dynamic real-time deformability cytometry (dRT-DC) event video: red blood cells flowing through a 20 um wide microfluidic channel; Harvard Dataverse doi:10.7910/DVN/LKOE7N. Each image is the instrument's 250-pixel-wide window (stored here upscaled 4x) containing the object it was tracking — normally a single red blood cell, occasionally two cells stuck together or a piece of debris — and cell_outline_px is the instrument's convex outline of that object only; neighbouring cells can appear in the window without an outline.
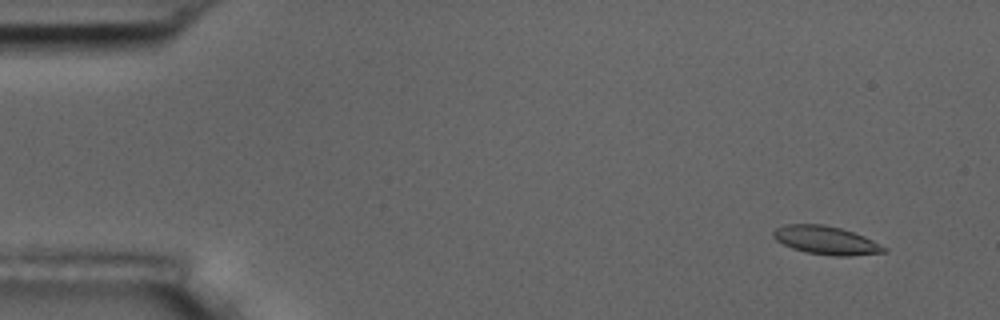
{"species": "common noctule bat (a hibernating species)", "species_latin": "Nyctalus noctula", "temperature_condition": "room temperature", "stored_images_in_passage": 6, "segment_of_instrument_passage": [2, 2], "camera_frame_rate_fps": 3000, "um_per_image_px": 0.085, "animal": {"sex": "male", "body_mass_g": 17.5, "forearm_length_mm": 52.3}, "frame": {"image": 1, "passage_image": 6, "time_ms": 6.667, "image_size_px": [1000, 320], "cell_outline_px": [[888, 252], [848, 256], [832, 256], [808, 252], [792, 248], [776, 240], [772, 236], [772, 232], [776, 228], [784, 224], [824, 224], [840, 228], [864, 236], [888, 248]], "centroid_in_image_um": [70.22, 20.42], "position_along_channel_um": 14.8, "area_um2": 18.26}}